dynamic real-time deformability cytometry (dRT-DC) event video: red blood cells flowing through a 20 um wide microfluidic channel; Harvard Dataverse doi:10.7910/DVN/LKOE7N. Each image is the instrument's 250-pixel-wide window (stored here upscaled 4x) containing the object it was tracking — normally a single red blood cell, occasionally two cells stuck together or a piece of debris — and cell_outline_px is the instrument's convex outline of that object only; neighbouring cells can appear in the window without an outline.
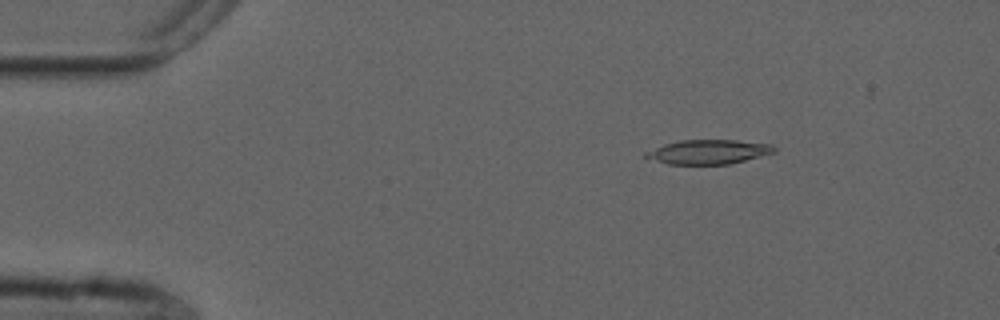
{"species": "common noctule bat (a hibernating species)", "species_latin": "Nyctalus noctula", "temperature_condition": "cold", "stored_images_in_passage": 12, "camera_frame_rate_fps": 3000, "um_per_image_px": 0.085, "animal": {"sex": "male", "forearm_length_mm": 52.5}, "frame": {"image": 1, "passage_image": 8, "time_ms": 2.333, "image_size_px": [1000, 320], "cell_outline_px": [[776, 152], [728, 164], [668, 164], [644, 156], [644, 152], [664, 144], [680, 140], [736, 140], [772, 144], [776, 148]], "centroid_in_image_um": [60.23, 12.9], "position_along_channel_um": 24.8, "area_um2": 18.03}}